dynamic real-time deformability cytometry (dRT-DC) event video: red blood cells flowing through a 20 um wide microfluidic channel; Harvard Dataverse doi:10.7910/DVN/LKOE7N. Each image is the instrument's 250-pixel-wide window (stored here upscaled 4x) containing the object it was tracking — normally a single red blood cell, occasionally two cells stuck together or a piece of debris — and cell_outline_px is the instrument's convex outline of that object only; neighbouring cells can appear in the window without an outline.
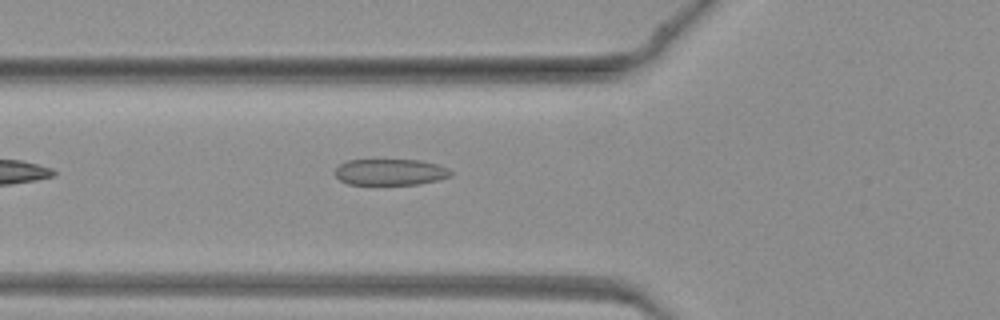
{"species": "common noctule bat (a hibernating species)", "species_latin": "Nyctalus noctula", "temperature_condition": "warm", "stored_images_in_passage": 8, "camera_frame_rate_fps": 3000, "um_per_image_px": 0.085, "animal": {"sex": "female", "body_mass_g": 19.3, "forearm_length_mm": 54.1}, "frame": {"image": 1, "passage_image": 4, "time_ms": 1.0, "image_size_px": [1000, 320], "cell_outline_px": [[452, 176], [420, 184], [348, 184], [340, 180], [336, 176], [336, 168], [340, 164], [348, 160], [420, 160], [436, 164], [448, 168], [452, 172]], "centroid_in_image_um": [33.19, 14.62], "position_along_channel_um": 92.6, "area_um2": 17.57}}